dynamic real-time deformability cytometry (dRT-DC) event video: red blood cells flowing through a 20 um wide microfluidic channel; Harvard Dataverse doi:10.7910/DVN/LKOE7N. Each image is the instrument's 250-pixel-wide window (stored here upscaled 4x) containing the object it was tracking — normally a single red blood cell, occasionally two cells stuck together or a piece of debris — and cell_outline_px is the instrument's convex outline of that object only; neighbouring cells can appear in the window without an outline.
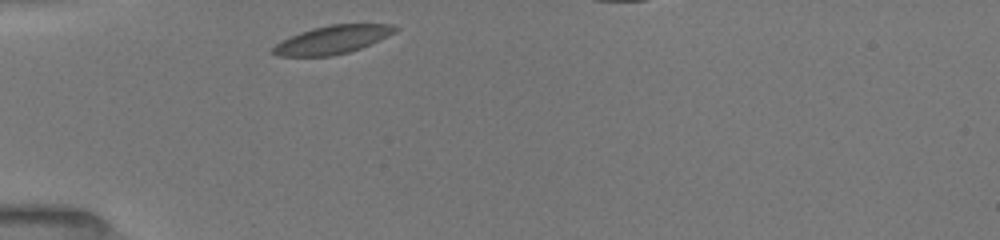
{"species": "common noctule bat (a hibernating species)", "species_latin": "Nyctalus noctula", "temperature_condition": "room temperature", "stored_images_in_passage": 30, "camera_frame_rate_fps": 3000, "um_per_image_px": 0.085, "animal": {"sex": "female", "body_mass_g": 19.5, "forearm_length_mm": 54.1}, "frame": {"image": 1, "passage_image": 1, "time_ms": 0.0, "image_size_px": [1000, 240], "cell_outline_px": [[400, 28], [396, 32], [388, 36], [360, 48], [348, 52], [332, 56], [276, 56], [272, 52], [272, 48], [280, 40], [300, 32], [312, 28], [332, 24], [392, 24]], "centroid_in_image_um": [28.25, 3.37], "position_along_channel_um": 56.8, "area_um2": 20.11}}
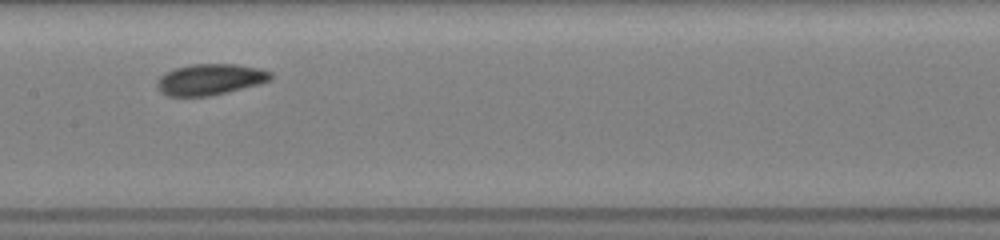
{"frame": {"image": 2, "passage_image": 12, "time_ms": 3.667, "image_size_px": [1000, 240], "cell_outline_px": [[272, 80], [260, 84], [208, 96], [168, 96], [160, 92], [156, 88], [156, 80], [164, 72], [176, 68], [192, 64], [236, 64], [260, 68], [272, 72]], "centroid_in_image_um": [17.84, 6.75], "position_along_channel_um": 189.6, "area_um2": 20.75}}
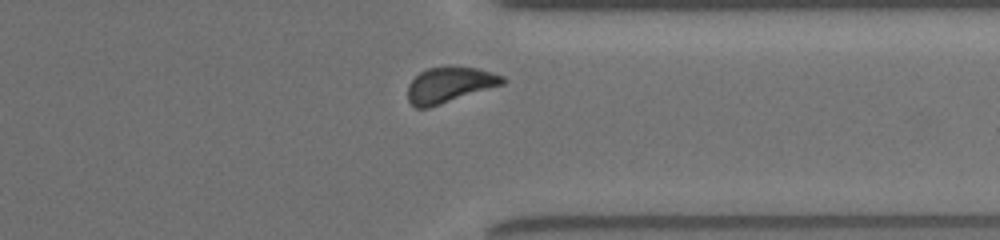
{"frame": {"image": 3, "passage_image": 26, "time_ms": 8.333, "image_size_px": [1000, 240], "cell_outline_px": [[508, 80], [504, 84], [428, 108], [416, 108], [408, 100], [408, 84], [420, 72], [428, 68], [452, 64], [476, 68], [492, 72], [504, 76]], "centroid_in_image_um": [38.23, 7.18], "position_along_channel_um": 373.2, "area_um2": 20.0}, "authors_computed_cell_mechanics": {"area_um2": 19.941, "velocity_mm_per_s": 3.9418, "shape_relaxation_time_tau1_ms": 2.5283, "shape_relaxation_time_tau2_ms": null, "deformation_change_tau1": 0.0729, "deformation_change_tau2": null}}